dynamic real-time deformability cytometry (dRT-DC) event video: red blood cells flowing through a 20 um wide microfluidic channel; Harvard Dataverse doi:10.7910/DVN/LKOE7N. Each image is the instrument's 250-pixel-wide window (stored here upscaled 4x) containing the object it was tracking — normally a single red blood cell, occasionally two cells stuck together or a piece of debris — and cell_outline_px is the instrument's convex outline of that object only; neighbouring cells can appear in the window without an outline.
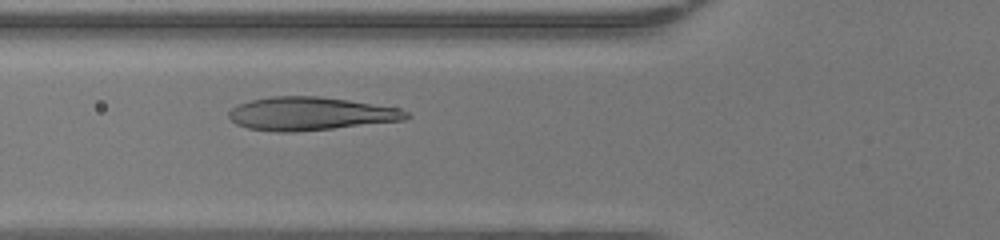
{"species": "human", "species_latin": "Homo sapiens", "temperature_condition": "warm", "stored_images_in_passage": 39, "camera_frame_rate_fps": 3000, "um_per_image_px": 0.085, "donor": {"sex": "female"}, "frame": {"image": 1, "passage_image": 11, "time_ms": 3.333, "image_size_px": [1000, 240], "cell_outline_px": [[412, 116], [404, 120], [296, 132], [276, 132], [248, 128], [236, 124], [228, 116], [228, 112], [236, 104], [252, 100], [272, 96], [320, 96], [348, 100], [400, 108], [408, 112]], "centroid_in_image_um": [26.37, 9.66], "position_along_channel_um": 99.4, "area_um2": 34.33}}
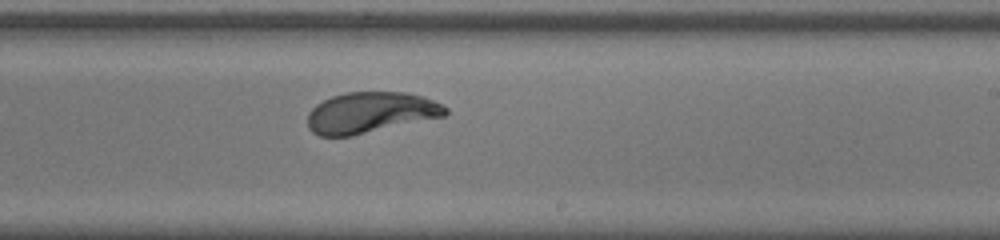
{"frame": {"image": 2, "passage_image": 22, "time_ms": 7.0, "image_size_px": [1000, 240], "cell_outline_px": [[448, 112], [444, 116], [352, 136], [320, 136], [312, 132], [308, 128], [308, 112], [316, 104], [332, 96], [348, 92], [408, 92], [424, 96], [448, 108]], "centroid_in_image_um": [31.48, 9.57], "position_along_channel_um": 257.5, "area_um2": 32.89}}
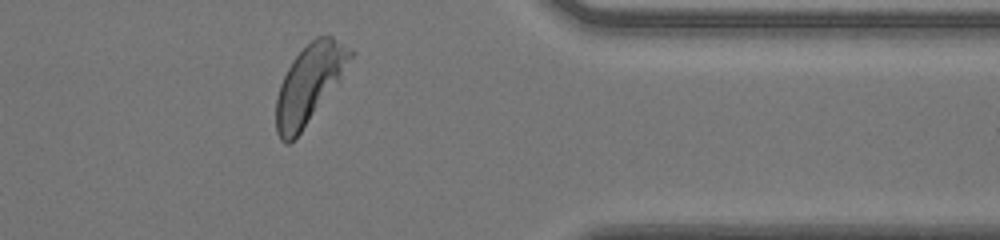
{"frame": {"image": 3, "passage_image": 32, "time_ms": 10.333, "image_size_px": [1000, 240], "cell_outline_px": [[356, 52], [340, 76], [300, 132], [288, 144], [284, 144], [280, 140], [276, 132], [276, 96], [280, 84], [292, 60], [316, 36], [332, 36], [352, 48]], "centroid_in_image_um": [26.26, 7.1], "position_along_channel_um": 385.1, "area_um2": 32.77}, "authors_computed_cell_mechanics": {"area_um2": 34.102, "velocity_mm_per_s": 4.33, "shape_relaxation_time_tau1_ms": 2.2206, "shape_relaxation_time_tau2_ms": null, "deformation_change_tau1": 0.1714, "deformation_change_tau2": null}}